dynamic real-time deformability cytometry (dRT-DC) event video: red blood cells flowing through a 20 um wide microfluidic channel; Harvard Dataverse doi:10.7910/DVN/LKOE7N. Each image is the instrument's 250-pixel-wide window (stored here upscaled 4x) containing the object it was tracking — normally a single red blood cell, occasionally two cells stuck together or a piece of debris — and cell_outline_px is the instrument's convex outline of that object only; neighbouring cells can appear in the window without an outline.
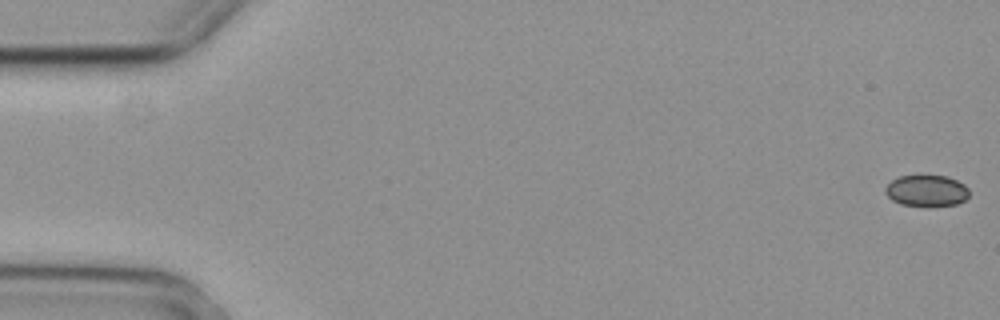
{"species": "common noctule bat (a hibernating species)", "species_latin": "Nyctalus noctula", "temperature_condition": "cold", "stored_images_in_passage": 5, "camera_frame_rate_fps": 3000, "um_per_image_px": 0.085, "animal": {"sex": "female", "body_mass_g": 29.2, "forearm_length_mm": 56.3}, "frame": {"image": 1, "passage_image": 1, "time_ms": 0.0, "image_size_px": [1000, 320], "cell_outline_px": [[968, 196], [964, 200], [956, 204], [900, 204], [892, 200], [884, 192], [884, 188], [892, 180], [900, 176], [948, 176], [964, 184], [968, 188]], "centroid_in_image_um": [78.74, 16.18], "position_along_channel_um": 6.3, "area_um2": 14.8}}
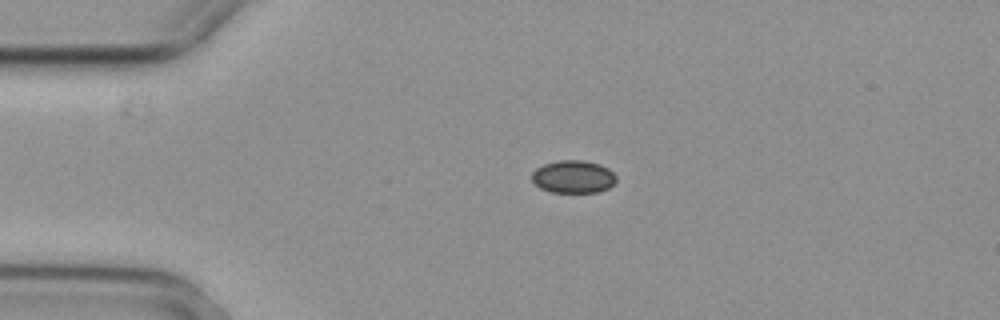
{"frame": {"image": 2, "passage_image": 4, "time_ms": 1.0, "image_size_px": [1000, 320], "cell_outline_px": [[616, 180], [608, 188], [596, 192], [552, 192], [540, 188], [532, 180], [532, 172], [536, 168], [544, 164], [560, 160], [584, 160], [600, 164], [608, 168], [616, 176]], "centroid_in_image_um": [48.72, 15.01], "position_along_channel_um": 36.3, "area_um2": 16.01}}